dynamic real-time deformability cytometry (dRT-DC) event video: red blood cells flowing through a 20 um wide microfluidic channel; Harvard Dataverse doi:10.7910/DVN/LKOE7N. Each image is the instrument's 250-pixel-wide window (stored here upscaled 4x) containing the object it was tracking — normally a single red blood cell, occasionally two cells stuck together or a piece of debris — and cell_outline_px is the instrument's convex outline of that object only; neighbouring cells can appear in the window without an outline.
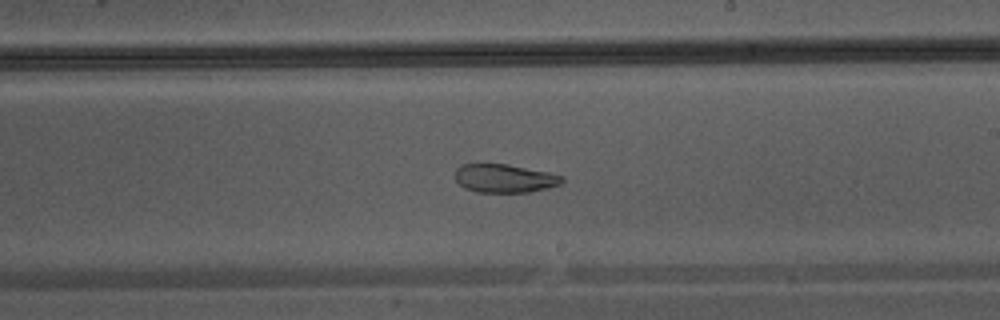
{"species": "Egyptian fruit bat (a non-hibernating species)", "species_latin": "Rousettus aegyptiacus", "temperature_condition": "warm", "stored_images_in_passage": 44, "camera_frame_rate_fps": 3000, "um_per_image_px": 0.085, "animal": {"sex": "male"}, "frame": {"image": 1, "passage_image": 26, "time_ms": 8.333, "image_size_px": [1000, 320], "cell_outline_px": [[564, 180], [560, 184], [548, 188], [528, 192], [476, 192], [464, 188], [456, 180], [456, 168], [460, 164], [508, 164], [548, 172], [564, 176]], "centroid_in_image_um": [42.89, 15.16], "position_along_channel_um": 246.1, "area_um2": 17.74}}
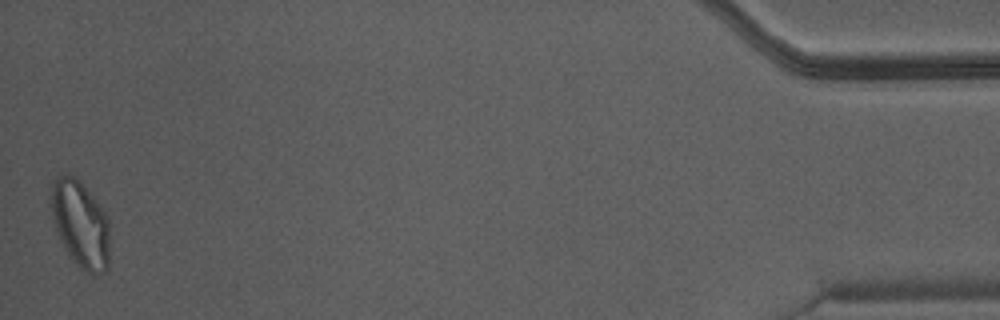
{"frame": {"image": 2, "passage_image": 44, "time_ms": 14.333, "image_size_px": [1000, 320], "cell_outline_px": [[108, 268], [104, 272], [88, 272], [80, 268], [68, 256], [56, 232], [48, 200], [52, 184], [56, 176], [64, 172], [80, 180], [104, 212], [108, 220]], "centroid_in_image_um": [6.77, 19.0], "position_along_channel_um": 428.4, "area_um2": 29.82}}